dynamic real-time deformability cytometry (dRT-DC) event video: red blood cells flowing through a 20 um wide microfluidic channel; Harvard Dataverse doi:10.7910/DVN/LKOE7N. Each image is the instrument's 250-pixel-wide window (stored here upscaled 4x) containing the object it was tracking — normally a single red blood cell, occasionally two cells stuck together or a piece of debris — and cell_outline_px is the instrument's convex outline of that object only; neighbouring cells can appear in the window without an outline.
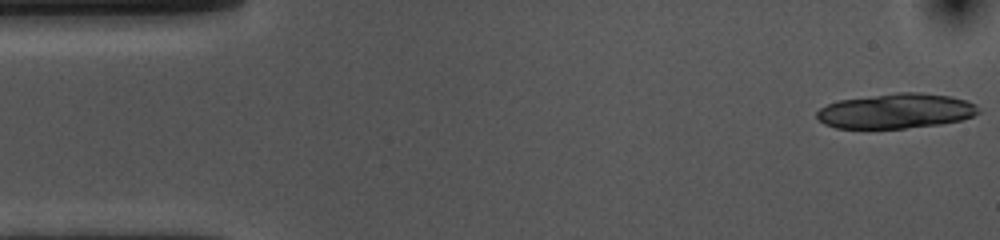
{"species": "common noctule bat (a hibernating species)", "species_latin": "Nyctalus noctula", "temperature_condition": "cold", "stored_images_in_passage": 17, "camera_frame_rate_fps": 3000, "um_per_image_px": 0.085, "animal": {"sex": "female", "body_mass_g": 10.0, "forearm_length_mm": 53.1}, "frame": {"image": 1, "passage_image": 1, "time_ms": 0.0, "image_size_px": [1000, 240], "cell_outline_px": [[980, 112], [972, 116], [960, 120], [940, 124], [904, 128], [836, 128], [824, 124], [816, 116], [816, 112], [820, 108], [828, 104], [840, 100], [900, 92], [920, 92], [948, 96], [964, 100], [976, 104]], "centroid_in_image_um": [76.15, 9.44], "position_along_channel_um": 8.9, "area_um2": 32.6}}